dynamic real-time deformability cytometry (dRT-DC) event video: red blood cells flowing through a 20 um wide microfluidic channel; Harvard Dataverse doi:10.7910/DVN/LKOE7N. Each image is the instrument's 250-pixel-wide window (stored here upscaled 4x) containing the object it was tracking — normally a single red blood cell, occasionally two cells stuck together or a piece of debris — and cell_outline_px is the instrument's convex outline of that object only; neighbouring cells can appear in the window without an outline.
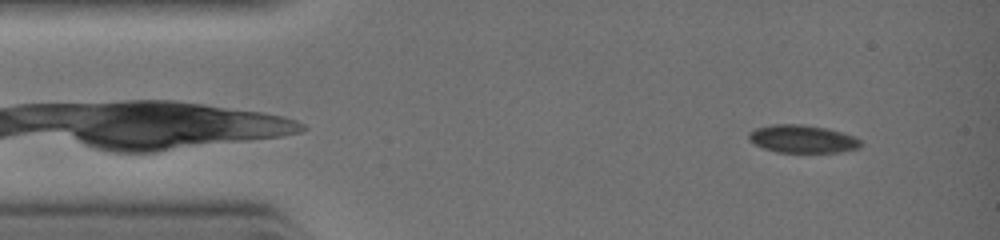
{"species": "common noctule bat (a hibernating species)", "species_latin": "Nyctalus noctula", "temperature_condition": "warm", "stored_images_in_passage": 32, "camera_frame_rate_fps": 3000, "um_per_image_px": 0.085, "animal": {"sex": "female", "body_mass_g": 19.0, "forearm_length_mm": 51.5}, "frame": {"image": 1, "passage_image": 2, "time_ms": 0.333, "image_size_px": [1000, 240], "cell_outline_px": [[860, 148], [840, 152], [776, 152], [764, 148], [748, 140], [748, 132], [756, 128], [772, 124], [800, 124], [828, 128], [852, 136], [860, 140]], "centroid_in_image_um": [68.17, 11.81], "position_along_channel_um": 16.8, "area_um2": 18.09}}
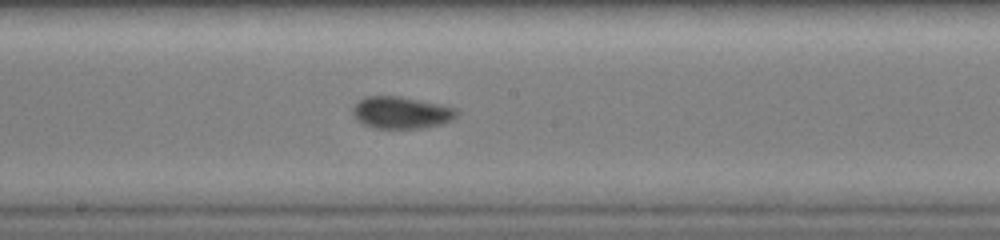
{"frame": {"image": 2, "passage_image": 16, "time_ms": 5.0, "image_size_px": [1000, 240], "cell_outline_px": [[460, 112], [452, 120], [444, 124], [424, 128], [372, 128], [360, 124], [356, 120], [352, 112], [352, 108], [360, 100], [368, 96], [396, 96], [440, 104], [456, 108]], "centroid_in_image_um": [34.11, 9.59], "position_along_channel_um": 214.1, "area_um2": 19.54}}
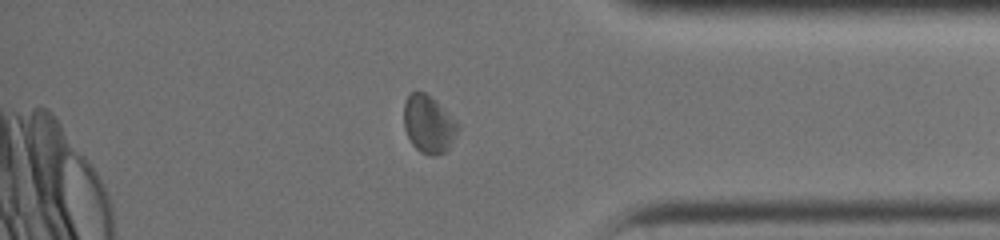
{"frame": {"image": 3, "passage_image": 26, "time_ms": 8.333, "image_size_px": [1000, 240], "cell_outline_px": [[460, 128], [452, 144], [444, 152], [436, 156], [432, 156], [420, 152], [412, 144], [404, 128], [404, 104], [408, 96], [412, 92], [424, 92], [436, 100], [460, 124]], "centroid_in_image_um": [36.46, 10.57], "position_along_channel_um": 398.7, "area_um2": 18.26}}